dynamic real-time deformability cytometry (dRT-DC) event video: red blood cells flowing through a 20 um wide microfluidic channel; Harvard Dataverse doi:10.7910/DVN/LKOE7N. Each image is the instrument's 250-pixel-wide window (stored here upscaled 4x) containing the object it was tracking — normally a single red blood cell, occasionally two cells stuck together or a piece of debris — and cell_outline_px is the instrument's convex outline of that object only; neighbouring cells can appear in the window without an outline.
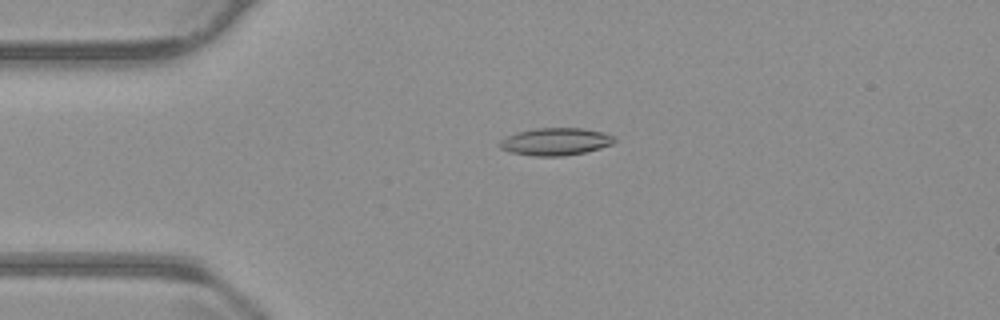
{"species": "common noctule bat (a hibernating species)", "species_latin": "Nyctalus noctula", "temperature_condition": "warm", "stored_images_in_passage": 43, "camera_frame_rate_fps": 3000, "um_per_image_px": 0.085, "animal": {"sex": "male", "body_mass_g": 23.1, "forearm_length_mm": 52.7}, "frame": {"image": 1, "passage_image": 2, "time_ms": 0.333, "image_size_px": [1000, 320], "cell_outline_px": [[616, 140], [612, 144], [600, 148], [584, 152], [564, 156], [532, 156], [508, 152], [500, 148], [496, 144], [504, 136], [516, 132], [536, 128], [580, 128], [604, 132], [616, 136]], "centroid_in_image_um": [47.17, 12.03], "position_along_channel_um": 37.8, "area_um2": 18.67}}
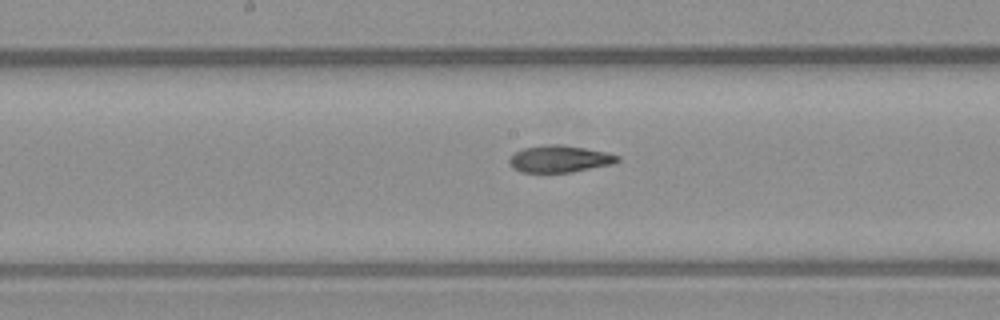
{"frame": {"image": 2, "passage_image": 17, "time_ms": 5.333, "image_size_px": [1000, 320], "cell_outline_px": [[620, 160], [612, 164], [572, 172], [520, 172], [512, 168], [508, 164], [508, 160], [516, 152], [524, 148], [548, 144], [560, 144], [608, 152], [620, 156]], "centroid_in_image_um": [47.57, 13.51], "position_along_channel_um": 200.6, "area_um2": 16.99}}
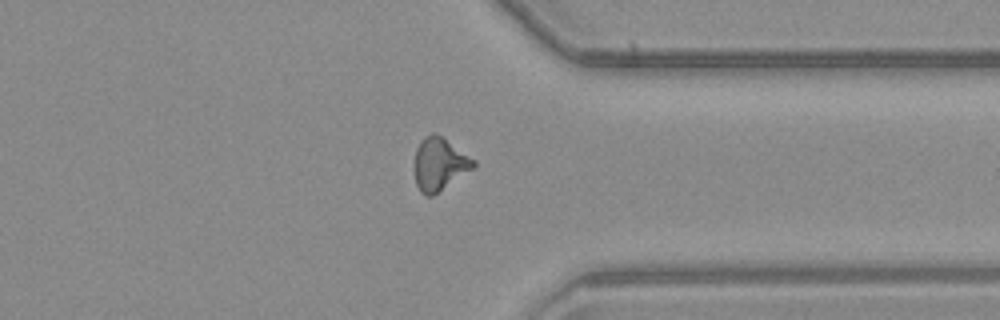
{"frame": {"image": 3, "passage_image": 31, "time_ms": 10.0, "image_size_px": [1000, 320], "cell_outline_px": [[476, 164], [472, 168], [432, 196], [424, 196], [420, 192], [416, 184], [416, 148], [420, 140], [424, 136], [432, 132], [436, 132], [476, 160]], "centroid_in_image_um": [37.34, 13.91], "position_along_channel_um": 374.1, "area_um2": 17.86}}